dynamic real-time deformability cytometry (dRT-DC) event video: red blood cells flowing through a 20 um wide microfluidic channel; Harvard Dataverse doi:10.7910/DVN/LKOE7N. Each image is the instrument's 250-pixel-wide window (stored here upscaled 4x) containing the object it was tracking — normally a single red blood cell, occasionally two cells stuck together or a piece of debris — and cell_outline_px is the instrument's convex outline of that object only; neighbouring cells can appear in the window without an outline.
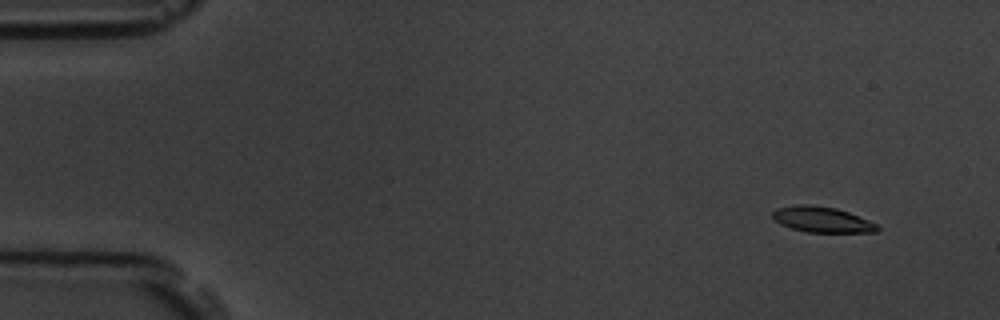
{"species": "common noctule bat (a hibernating species)", "species_latin": "Nyctalus noctula", "temperature_condition": "room temperature", "stored_images_in_passage": 14, "camera_frame_rate_fps": 3000, "um_per_image_px": 0.085, "animal": {"sex": "male", "body_mass_g": 19.5, "forearm_length_mm": 54.6}, "frame": {"image": 1, "passage_image": 1, "time_ms": 0.0, "image_size_px": [1000, 320], "cell_outline_px": [[880, 228], [876, 232], [808, 232], [792, 228], [780, 224], [772, 216], [772, 212], [776, 208], [796, 204], [808, 204], [836, 208], [848, 212], [868, 220], [876, 224]], "centroid_in_image_um": [69.85, 18.65], "position_along_channel_um": 15.2, "area_um2": 15.55}}
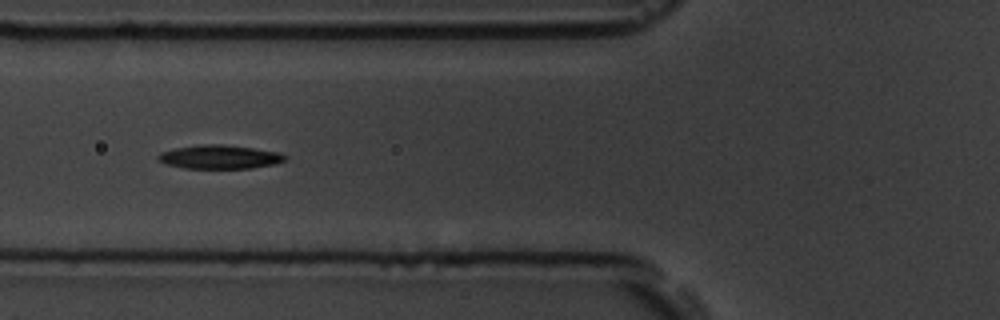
{"frame": {"image": 2, "passage_image": 5, "time_ms": 5.667, "image_size_px": [1000, 320], "cell_outline_px": [[288, 156], [284, 160], [276, 164], [252, 168], [184, 168], [164, 164], [156, 160], [156, 156], [160, 152], [176, 148], [204, 144], [224, 144], [280, 152]], "centroid_in_image_um": [18.65, 13.34], "position_along_channel_um": 107.2, "area_um2": 17.69}}
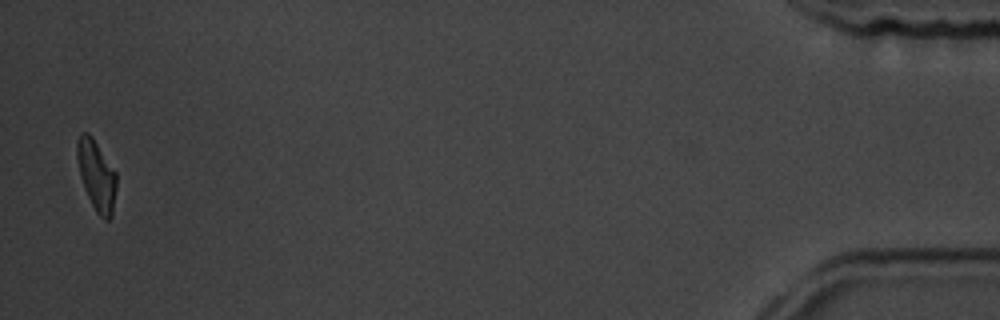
{"frame": {"image": 3, "passage_image": 14, "time_ms": 17.0, "image_size_px": [1000, 320], "cell_outline_px": [[116, 188], [112, 216], [108, 220], [104, 220], [96, 212], [84, 188], [80, 176], [76, 156], [76, 144], [80, 132], [88, 132], [92, 136], [116, 172]], "centroid_in_image_um": [8.19, 14.89], "position_along_channel_um": 427.0, "area_um2": 16.18}, "authors_computed_cell_mechanics": {"area_um2": 16.9354, "velocity_mm_per_s": 3.6282, "shape_relaxation_time_tau1_ms": 2.077, "shape_relaxation_time_tau2_ms": null, "deformation_change_tau1": 0.1074, "deformation_change_tau2": null}}